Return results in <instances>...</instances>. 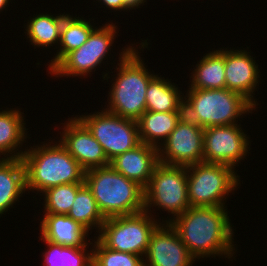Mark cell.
<instances>
[{
  "instance_id": "6da1fadb",
  "label": "cell",
  "mask_w": 267,
  "mask_h": 266,
  "mask_svg": "<svg viewBox=\"0 0 267 266\" xmlns=\"http://www.w3.org/2000/svg\"><path fill=\"white\" fill-rule=\"evenodd\" d=\"M226 210L225 207H189L170 222L195 260L233 257L234 229Z\"/></svg>"
},
{
  "instance_id": "7a4b0ae2",
  "label": "cell",
  "mask_w": 267,
  "mask_h": 266,
  "mask_svg": "<svg viewBox=\"0 0 267 266\" xmlns=\"http://www.w3.org/2000/svg\"><path fill=\"white\" fill-rule=\"evenodd\" d=\"M58 142L44 141L42 145L25 149L21 159L25 167L27 191L43 193L54 186L85 183V170Z\"/></svg>"
},
{
  "instance_id": "3957f363",
  "label": "cell",
  "mask_w": 267,
  "mask_h": 266,
  "mask_svg": "<svg viewBox=\"0 0 267 266\" xmlns=\"http://www.w3.org/2000/svg\"><path fill=\"white\" fill-rule=\"evenodd\" d=\"M136 47L127 46L120 52L117 75L108 93L105 110L123 118L137 121L146 111V91L149 82L156 76L148 71ZM143 60V61H142Z\"/></svg>"
},
{
  "instance_id": "277c9868",
  "label": "cell",
  "mask_w": 267,
  "mask_h": 266,
  "mask_svg": "<svg viewBox=\"0 0 267 266\" xmlns=\"http://www.w3.org/2000/svg\"><path fill=\"white\" fill-rule=\"evenodd\" d=\"M84 181L105 219L144 211V188L110 165L85 171Z\"/></svg>"
},
{
  "instance_id": "5b68a950",
  "label": "cell",
  "mask_w": 267,
  "mask_h": 266,
  "mask_svg": "<svg viewBox=\"0 0 267 266\" xmlns=\"http://www.w3.org/2000/svg\"><path fill=\"white\" fill-rule=\"evenodd\" d=\"M184 95V115L202 128L238 124L240 116L255 107L241 94L223 89L188 88Z\"/></svg>"
},
{
  "instance_id": "8992f818",
  "label": "cell",
  "mask_w": 267,
  "mask_h": 266,
  "mask_svg": "<svg viewBox=\"0 0 267 266\" xmlns=\"http://www.w3.org/2000/svg\"><path fill=\"white\" fill-rule=\"evenodd\" d=\"M240 176L230 166L200 162L187 167L190 207H227L226 195L240 184Z\"/></svg>"
},
{
  "instance_id": "52a82bcc",
  "label": "cell",
  "mask_w": 267,
  "mask_h": 266,
  "mask_svg": "<svg viewBox=\"0 0 267 266\" xmlns=\"http://www.w3.org/2000/svg\"><path fill=\"white\" fill-rule=\"evenodd\" d=\"M152 206L172 214L173 219H162L161 223H170L190 207L187 167L161 162L156 165L148 185L144 188V210L151 212L150 215Z\"/></svg>"
},
{
  "instance_id": "ba28073f",
  "label": "cell",
  "mask_w": 267,
  "mask_h": 266,
  "mask_svg": "<svg viewBox=\"0 0 267 266\" xmlns=\"http://www.w3.org/2000/svg\"><path fill=\"white\" fill-rule=\"evenodd\" d=\"M160 224L147 211L107 218L97 238L109 249L145 256L152 232Z\"/></svg>"
},
{
  "instance_id": "9c48e42d",
  "label": "cell",
  "mask_w": 267,
  "mask_h": 266,
  "mask_svg": "<svg viewBox=\"0 0 267 266\" xmlns=\"http://www.w3.org/2000/svg\"><path fill=\"white\" fill-rule=\"evenodd\" d=\"M76 117L100 143L109 161L141 143L135 120L123 118L105 109Z\"/></svg>"
},
{
  "instance_id": "30bf717a",
  "label": "cell",
  "mask_w": 267,
  "mask_h": 266,
  "mask_svg": "<svg viewBox=\"0 0 267 266\" xmlns=\"http://www.w3.org/2000/svg\"><path fill=\"white\" fill-rule=\"evenodd\" d=\"M117 28V25L112 22L95 28L83 45L69 52L48 72L60 78L62 76L88 77V74L96 70L97 66H101L102 61L107 58L106 55L111 51V46L117 37Z\"/></svg>"
},
{
  "instance_id": "8fae6325",
  "label": "cell",
  "mask_w": 267,
  "mask_h": 266,
  "mask_svg": "<svg viewBox=\"0 0 267 266\" xmlns=\"http://www.w3.org/2000/svg\"><path fill=\"white\" fill-rule=\"evenodd\" d=\"M203 139L204 128L184 115L158 147L159 162L181 167L203 162Z\"/></svg>"
},
{
  "instance_id": "7c38bea8",
  "label": "cell",
  "mask_w": 267,
  "mask_h": 266,
  "mask_svg": "<svg viewBox=\"0 0 267 266\" xmlns=\"http://www.w3.org/2000/svg\"><path fill=\"white\" fill-rule=\"evenodd\" d=\"M239 124L204 129L203 162L230 166L235 169L250 151V140ZM249 149V150H248Z\"/></svg>"
},
{
  "instance_id": "4fadbf2b",
  "label": "cell",
  "mask_w": 267,
  "mask_h": 266,
  "mask_svg": "<svg viewBox=\"0 0 267 266\" xmlns=\"http://www.w3.org/2000/svg\"><path fill=\"white\" fill-rule=\"evenodd\" d=\"M61 124L64 128L58 141L85 171L110 165L100 143L76 116Z\"/></svg>"
},
{
  "instance_id": "5bb4252c",
  "label": "cell",
  "mask_w": 267,
  "mask_h": 266,
  "mask_svg": "<svg viewBox=\"0 0 267 266\" xmlns=\"http://www.w3.org/2000/svg\"><path fill=\"white\" fill-rule=\"evenodd\" d=\"M144 257V266H192L195 261L170 223L152 232Z\"/></svg>"
},
{
  "instance_id": "9a60e30c",
  "label": "cell",
  "mask_w": 267,
  "mask_h": 266,
  "mask_svg": "<svg viewBox=\"0 0 267 266\" xmlns=\"http://www.w3.org/2000/svg\"><path fill=\"white\" fill-rule=\"evenodd\" d=\"M260 69L255 57L247 50H227L225 48V82L226 88L241 94L255 108L258 102L253 97L256 86L259 85ZM253 94V95H252ZM257 103V104H256Z\"/></svg>"
},
{
  "instance_id": "2e32d148",
  "label": "cell",
  "mask_w": 267,
  "mask_h": 266,
  "mask_svg": "<svg viewBox=\"0 0 267 266\" xmlns=\"http://www.w3.org/2000/svg\"><path fill=\"white\" fill-rule=\"evenodd\" d=\"M158 163V148L142 142L132 150L110 160V166L114 170L128 179L134 180L143 188L148 185Z\"/></svg>"
},
{
  "instance_id": "e0dca14e",
  "label": "cell",
  "mask_w": 267,
  "mask_h": 266,
  "mask_svg": "<svg viewBox=\"0 0 267 266\" xmlns=\"http://www.w3.org/2000/svg\"><path fill=\"white\" fill-rule=\"evenodd\" d=\"M40 231L42 239L62 246L82 247L93 244L86 239L89 232L67 215L44 214Z\"/></svg>"
},
{
  "instance_id": "ac0fdd59",
  "label": "cell",
  "mask_w": 267,
  "mask_h": 266,
  "mask_svg": "<svg viewBox=\"0 0 267 266\" xmlns=\"http://www.w3.org/2000/svg\"><path fill=\"white\" fill-rule=\"evenodd\" d=\"M25 167L21 158H0V217L25 194Z\"/></svg>"
},
{
  "instance_id": "d6986e66",
  "label": "cell",
  "mask_w": 267,
  "mask_h": 266,
  "mask_svg": "<svg viewBox=\"0 0 267 266\" xmlns=\"http://www.w3.org/2000/svg\"><path fill=\"white\" fill-rule=\"evenodd\" d=\"M183 116L184 111L154 112L146 110L137 120L140 142L160 147Z\"/></svg>"
},
{
  "instance_id": "ffe728a7",
  "label": "cell",
  "mask_w": 267,
  "mask_h": 266,
  "mask_svg": "<svg viewBox=\"0 0 267 266\" xmlns=\"http://www.w3.org/2000/svg\"><path fill=\"white\" fill-rule=\"evenodd\" d=\"M21 110L10 108L0 111V157L22 158L25 151L18 150L27 139V132Z\"/></svg>"
},
{
  "instance_id": "44dd1931",
  "label": "cell",
  "mask_w": 267,
  "mask_h": 266,
  "mask_svg": "<svg viewBox=\"0 0 267 266\" xmlns=\"http://www.w3.org/2000/svg\"><path fill=\"white\" fill-rule=\"evenodd\" d=\"M193 68L190 78L193 89H223L225 82V50L210 51Z\"/></svg>"
},
{
  "instance_id": "7402d4cb",
  "label": "cell",
  "mask_w": 267,
  "mask_h": 266,
  "mask_svg": "<svg viewBox=\"0 0 267 266\" xmlns=\"http://www.w3.org/2000/svg\"><path fill=\"white\" fill-rule=\"evenodd\" d=\"M156 76L149 82L146 91V110L154 112L184 111V93L175 83Z\"/></svg>"
},
{
  "instance_id": "603a6c76",
  "label": "cell",
  "mask_w": 267,
  "mask_h": 266,
  "mask_svg": "<svg viewBox=\"0 0 267 266\" xmlns=\"http://www.w3.org/2000/svg\"><path fill=\"white\" fill-rule=\"evenodd\" d=\"M83 17L70 16L68 14L64 19L60 33V48L57 50L54 59L48 64V70H52L69 52L78 49L89 38L91 32L95 29Z\"/></svg>"
},
{
  "instance_id": "cb8c5ba5",
  "label": "cell",
  "mask_w": 267,
  "mask_h": 266,
  "mask_svg": "<svg viewBox=\"0 0 267 266\" xmlns=\"http://www.w3.org/2000/svg\"><path fill=\"white\" fill-rule=\"evenodd\" d=\"M68 14H58V16L50 14L39 13L35 16L33 15L32 19L30 18L26 25L27 38L29 42L36 47H50L56 43L57 45L60 42V33L63 23V19Z\"/></svg>"
},
{
  "instance_id": "d4e9b609",
  "label": "cell",
  "mask_w": 267,
  "mask_h": 266,
  "mask_svg": "<svg viewBox=\"0 0 267 266\" xmlns=\"http://www.w3.org/2000/svg\"><path fill=\"white\" fill-rule=\"evenodd\" d=\"M67 216L71 217L75 222L81 225L88 232L96 227L100 232L105 218L100 212L92 191L84 184L76 194L72 207Z\"/></svg>"
},
{
  "instance_id": "484cf974",
  "label": "cell",
  "mask_w": 267,
  "mask_h": 266,
  "mask_svg": "<svg viewBox=\"0 0 267 266\" xmlns=\"http://www.w3.org/2000/svg\"><path fill=\"white\" fill-rule=\"evenodd\" d=\"M39 239L48 247L42 253L45 266H88L92 262V250L89 253V246L68 247L44 240L41 236Z\"/></svg>"
},
{
  "instance_id": "4316f807",
  "label": "cell",
  "mask_w": 267,
  "mask_h": 266,
  "mask_svg": "<svg viewBox=\"0 0 267 266\" xmlns=\"http://www.w3.org/2000/svg\"><path fill=\"white\" fill-rule=\"evenodd\" d=\"M85 183H71L54 186L42 193L45 214L67 215L72 207L77 191Z\"/></svg>"
},
{
  "instance_id": "83f0119b",
  "label": "cell",
  "mask_w": 267,
  "mask_h": 266,
  "mask_svg": "<svg viewBox=\"0 0 267 266\" xmlns=\"http://www.w3.org/2000/svg\"><path fill=\"white\" fill-rule=\"evenodd\" d=\"M92 247L95 266H144V257L107 248L97 237Z\"/></svg>"
},
{
  "instance_id": "f1b7e54d",
  "label": "cell",
  "mask_w": 267,
  "mask_h": 266,
  "mask_svg": "<svg viewBox=\"0 0 267 266\" xmlns=\"http://www.w3.org/2000/svg\"><path fill=\"white\" fill-rule=\"evenodd\" d=\"M99 3L104 4L108 9L116 11H125V0H97ZM103 2V3H102Z\"/></svg>"
},
{
  "instance_id": "f546056e",
  "label": "cell",
  "mask_w": 267,
  "mask_h": 266,
  "mask_svg": "<svg viewBox=\"0 0 267 266\" xmlns=\"http://www.w3.org/2000/svg\"><path fill=\"white\" fill-rule=\"evenodd\" d=\"M146 0H125V10L139 8L140 5H145Z\"/></svg>"
},
{
  "instance_id": "4dcf8cb0",
  "label": "cell",
  "mask_w": 267,
  "mask_h": 266,
  "mask_svg": "<svg viewBox=\"0 0 267 266\" xmlns=\"http://www.w3.org/2000/svg\"><path fill=\"white\" fill-rule=\"evenodd\" d=\"M9 5V0H0V11Z\"/></svg>"
},
{
  "instance_id": "1f68e13d",
  "label": "cell",
  "mask_w": 267,
  "mask_h": 266,
  "mask_svg": "<svg viewBox=\"0 0 267 266\" xmlns=\"http://www.w3.org/2000/svg\"><path fill=\"white\" fill-rule=\"evenodd\" d=\"M88 266H95V264L93 262H91Z\"/></svg>"
}]
</instances>
